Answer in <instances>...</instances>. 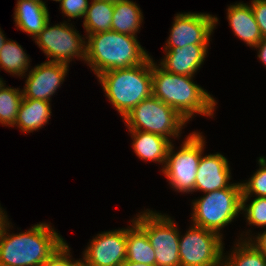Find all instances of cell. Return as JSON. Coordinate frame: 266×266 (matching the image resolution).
Segmentation results:
<instances>
[{"mask_svg":"<svg viewBox=\"0 0 266 266\" xmlns=\"http://www.w3.org/2000/svg\"><path fill=\"white\" fill-rule=\"evenodd\" d=\"M9 227L0 236V266H42L66 242L47 223L18 234H9Z\"/></svg>","mask_w":266,"mask_h":266,"instance_id":"cell-1","label":"cell"},{"mask_svg":"<svg viewBox=\"0 0 266 266\" xmlns=\"http://www.w3.org/2000/svg\"><path fill=\"white\" fill-rule=\"evenodd\" d=\"M152 95L187 121L195 114L212 116L217 102L191 76L167 72L152 60ZM195 113V114H194Z\"/></svg>","mask_w":266,"mask_h":266,"instance_id":"cell-2","label":"cell"},{"mask_svg":"<svg viewBox=\"0 0 266 266\" xmlns=\"http://www.w3.org/2000/svg\"><path fill=\"white\" fill-rule=\"evenodd\" d=\"M85 62L98 76L105 71L127 69L145 63L151 56L137 36L113 30L88 35Z\"/></svg>","mask_w":266,"mask_h":266,"instance_id":"cell-3","label":"cell"},{"mask_svg":"<svg viewBox=\"0 0 266 266\" xmlns=\"http://www.w3.org/2000/svg\"><path fill=\"white\" fill-rule=\"evenodd\" d=\"M97 78L108 100L124 118L152 95V58L127 69L105 71Z\"/></svg>","mask_w":266,"mask_h":266,"instance_id":"cell-4","label":"cell"},{"mask_svg":"<svg viewBox=\"0 0 266 266\" xmlns=\"http://www.w3.org/2000/svg\"><path fill=\"white\" fill-rule=\"evenodd\" d=\"M242 185L205 193L193 204V224L221 235L220 230L232 222L241 211Z\"/></svg>","mask_w":266,"mask_h":266,"instance_id":"cell-5","label":"cell"},{"mask_svg":"<svg viewBox=\"0 0 266 266\" xmlns=\"http://www.w3.org/2000/svg\"><path fill=\"white\" fill-rule=\"evenodd\" d=\"M128 131H145L167 139L179 136L187 122L175 109L151 95L141 101L124 118Z\"/></svg>","mask_w":266,"mask_h":266,"instance_id":"cell-6","label":"cell"},{"mask_svg":"<svg viewBox=\"0 0 266 266\" xmlns=\"http://www.w3.org/2000/svg\"><path fill=\"white\" fill-rule=\"evenodd\" d=\"M204 142L201 133L193 132L187 136L178 152H174V146L171 143L162 173L165 174L169 184L176 191L194 192L197 169L204 151Z\"/></svg>","mask_w":266,"mask_h":266,"instance_id":"cell-7","label":"cell"},{"mask_svg":"<svg viewBox=\"0 0 266 266\" xmlns=\"http://www.w3.org/2000/svg\"><path fill=\"white\" fill-rule=\"evenodd\" d=\"M147 210L134 221L146 232L155 250L156 266H180V234L176 223L165 214Z\"/></svg>","mask_w":266,"mask_h":266,"instance_id":"cell-8","label":"cell"},{"mask_svg":"<svg viewBox=\"0 0 266 266\" xmlns=\"http://www.w3.org/2000/svg\"><path fill=\"white\" fill-rule=\"evenodd\" d=\"M222 235L193 225L179 238L180 266H222Z\"/></svg>","mask_w":266,"mask_h":266,"instance_id":"cell-9","label":"cell"},{"mask_svg":"<svg viewBox=\"0 0 266 266\" xmlns=\"http://www.w3.org/2000/svg\"><path fill=\"white\" fill-rule=\"evenodd\" d=\"M48 20L35 38V43L46 54L47 58H51V62L69 65L73 57H79L85 61L86 41L80 36L78 31L74 30L65 23L50 26Z\"/></svg>","mask_w":266,"mask_h":266,"instance_id":"cell-10","label":"cell"},{"mask_svg":"<svg viewBox=\"0 0 266 266\" xmlns=\"http://www.w3.org/2000/svg\"><path fill=\"white\" fill-rule=\"evenodd\" d=\"M165 48H183L188 45H209L217 17L205 13L176 14Z\"/></svg>","mask_w":266,"mask_h":266,"instance_id":"cell-11","label":"cell"},{"mask_svg":"<svg viewBox=\"0 0 266 266\" xmlns=\"http://www.w3.org/2000/svg\"><path fill=\"white\" fill-rule=\"evenodd\" d=\"M126 240L127 228L97 234L82 260L89 266H121L126 260Z\"/></svg>","mask_w":266,"mask_h":266,"instance_id":"cell-12","label":"cell"},{"mask_svg":"<svg viewBox=\"0 0 266 266\" xmlns=\"http://www.w3.org/2000/svg\"><path fill=\"white\" fill-rule=\"evenodd\" d=\"M68 68V65L51 61L35 66L26 79L23 98L50 102L51 96L63 83Z\"/></svg>","mask_w":266,"mask_h":266,"instance_id":"cell-13","label":"cell"},{"mask_svg":"<svg viewBox=\"0 0 266 266\" xmlns=\"http://www.w3.org/2000/svg\"><path fill=\"white\" fill-rule=\"evenodd\" d=\"M230 174L228 160L222 154L201 155L194 191L208 193L228 188L232 185Z\"/></svg>","mask_w":266,"mask_h":266,"instance_id":"cell-14","label":"cell"},{"mask_svg":"<svg viewBox=\"0 0 266 266\" xmlns=\"http://www.w3.org/2000/svg\"><path fill=\"white\" fill-rule=\"evenodd\" d=\"M166 55L159 64L167 72L193 77L203 64L208 45H188L183 48H164Z\"/></svg>","mask_w":266,"mask_h":266,"instance_id":"cell-15","label":"cell"},{"mask_svg":"<svg viewBox=\"0 0 266 266\" xmlns=\"http://www.w3.org/2000/svg\"><path fill=\"white\" fill-rule=\"evenodd\" d=\"M227 11V19L235 36L243 40L247 46L255 47L263 37L251 6L242 2L235 3L230 5Z\"/></svg>","mask_w":266,"mask_h":266,"instance_id":"cell-16","label":"cell"},{"mask_svg":"<svg viewBox=\"0 0 266 266\" xmlns=\"http://www.w3.org/2000/svg\"><path fill=\"white\" fill-rule=\"evenodd\" d=\"M15 6V25L35 38L50 19L46 4L33 0H19Z\"/></svg>","mask_w":266,"mask_h":266,"instance_id":"cell-17","label":"cell"},{"mask_svg":"<svg viewBox=\"0 0 266 266\" xmlns=\"http://www.w3.org/2000/svg\"><path fill=\"white\" fill-rule=\"evenodd\" d=\"M129 132L133 139L132 147L134 152L140 159L165 165L167 152L172 143L171 140L164 136L145 131Z\"/></svg>","mask_w":266,"mask_h":266,"instance_id":"cell-18","label":"cell"},{"mask_svg":"<svg viewBox=\"0 0 266 266\" xmlns=\"http://www.w3.org/2000/svg\"><path fill=\"white\" fill-rule=\"evenodd\" d=\"M51 113L50 102L22 98L15 126L24 133L36 131L48 123Z\"/></svg>","mask_w":266,"mask_h":266,"instance_id":"cell-19","label":"cell"},{"mask_svg":"<svg viewBox=\"0 0 266 266\" xmlns=\"http://www.w3.org/2000/svg\"><path fill=\"white\" fill-rule=\"evenodd\" d=\"M127 228L126 260L139 264L156 265L155 250L148 240L146 232L134 221Z\"/></svg>","mask_w":266,"mask_h":266,"instance_id":"cell-20","label":"cell"},{"mask_svg":"<svg viewBox=\"0 0 266 266\" xmlns=\"http://www.w3.org/2000/svg\"><path fill=\"white\" fill-rule=\"evenodd\" d=\"M140 7L130 0L114 2L111 30L127 35L136 36L141 27L143 16Z\"/></svg>","mask_w":266,"mask_h":266,"instance_id":"cell-21","label":"cell"},{"mask_svg":"<svg viewBox=\"0 0 266 266\" xmlns=\"http://www.w3.org/2000/svg\"><path fill=\"white\" fill-rule=\"evenodd\" d=\"M113 12L114 2L92 0L83 17V26L87 32V36L111 30Z\"/></svg>","mask_w":266,"mask_h":266,"instance_id":"cell-22","label":"cell"},{"mask_svg":"<svg viewBox=\"0 0 266 266\" xmlns=\"http://www.w3.org/2000/svg\"><path fill=\"white\" fill-rule=\"evenodd\" d=\"M30 60L21 45L6 40L0 50V68L12 75L22 76L28 71Z\"/></svg>","mask_w":266,"mask_h":266,"instance_id":"cell-23","label":"cell"},{"mask_svg":"<svg viewBox=\"0 0 266 266\" xmlns=\"http://www.w3.org/2000/svg\"><path fill=\"white\" fill-rule=\"evenodd\" d=\"M236 245L228 257L223 256L222 266H266V258L246 239Z\"/></svg>","mask_w":266,"mask_h":266,"instance_id":"cell-24","label":"cell"},{"mask_svg":"<svg viewBox=\"0 0 266 266\" xmlns=\"http://www.w3.org/2000/svg\"><path fill=\"white\" fill-rule=\"evenodd\" d=\"M22 98L23 92L18 88L3 87L0 90V123L2 125L15 126Z\"/></svg>","mask_w":266,"mask_h":266,"instance_id":"cell-25","label":"cell"},{"mask_svg":"<svg viewBox=\"0 0 266 266\" xmlns=\"http://www.w3.org/2000/svg\"><path fill=\"white\" fill-rule=\"evenodd\" d=\"M258 163L260 168L252 175L250 180L245 183H241V202H247L253 193L256 197L266 198V158L262 156L259 157Z\"/></svg>","mask_w":266,"mask_h":266,"instance_id":"cell-26","label":"cell"},{"mask_svg":"<svg viewBox=\"0 0 266 266\" xmlns=\"http://www.w3.org/2000/svg\"><path fill=\"white\" fill-rule=\"evenodd\" d=\"M241 211L245 212L249 225L266 227V198L256 197L247 206L246 202H241Z\"/></svg>","mask_w":266,"mask_h":266,"instance_id":"cell-27","label":"cell"},{"mask_svg":"<svg viewBox=\"0 0 266 266\" xmlns=\"http://www.w3.org/2000/svg\"><path fill=\"white\" fill-rule=\"evenodd\" d=\"M62 13L70 18H82L88 9V0H61Z\"/></svg>","mask_w":266,"mask_h":266,"instance_id":"cell-28","label":"cell"},{"mask_svg":"<svg viewBox=\"0 0 266 266\" xmlns=\"http://www.w3.org/2000/svg\"><path fill=\"white\" fill-rule=\"evenodd\" d=\"M69 245L65 242L42 266H75L80 260H72ZM72 260V261H71Z\"/></svg>","mask_w":266,"mask_h":266,"instance_id":"cell-29","label":"cell"},{"mask_svg":"<svg viewBox=\"0 0 266 266\" xmlns=\"http://www.w3.org/2000/svg\"><path fill=\"white\" fill-rule=\"evenodd\" d=\"M250 4L263 38H266V0H252Z\"/></svg>","mask_w":266,"mask_h":266,"instance_id":"cell-30","label":"cell"},{"mask_svg":"<svg viewBox=\"0 0 266 266\" xmlns=\"http://www.w3.org/2000/svg\"><path fill=\"white\" fill-rule=\"evenodd\" d=\"M248 238V242L266 258V230L262 234H258L254 241L252 240V237Z\"/></svg>","mask_w":266,"mask_h":266,"instance_id":"cell-31","label":"cell"},{"mask_svg":"<svg viewBox=\"0 0 266 266\" xmlns=\"http://www.w3.org/2000/svg\"><path fill=\"white\" fill-rule=\"evenodd\" d=\"M254 48L259 49L258 58L266 65V38H262Z\"/></svg>","mask_w":266,"mask_h":266,"instance_id":"cell-32","label":"cell"},{"mask_svg":"<svg viewBox=\"0 0 266 266\" xmlns=\"http://www.w3.org/2000/svg\"><path fill=\"white\" fill-rule=\"evenodd\" d=\"M10 224L5 212H3L2 207H0V236L4 232L6 226Z\"/></svg>","mask_w":266,"mask_h":266,"instance_id":"cell-33","label":"cell"},{"mask_svg":"<svg viewBox=\"0 0 266 266\" xmlns=\"http://www.w3.org/2000/svg\"><path fill=\"white\" fill-rule=\"evenodd\" d=\"M121 266H156V265L139 264V263L125 260Z\"/></svg>","mask_w":266,"mask_h":266,"instance_id":"cell-34","label":"cell"},{"mask_svg":"<svg viewBox=\"0 0 266 266\" xmlns=\"http://www.w3.org/2000/svg\"><path fill=\"white\" fill-rule=\"evenodd\" d=\"M7 39L5 38L3 32L1 31V28H0V50L2 49V47L4 46V43Z\"/></svg>","mask_w":266,"mask_h":266,"instance_id":"cell-35","label":"cell"},{"mask_svg":"<svg viewBox=\"0 0 266 266\" xmlns=\"http://www.w3.org/2000/svg\"><path fill=\"white\" fill-rule=\"evenodd\" d=\"M75 266H89L83 260H80Z\"/></svg>","mask_w":266,"mask_h":266,"instance_id":"cell-36","label":"cell"},{"mask_svg":"<svg viewBox=\"0 0 266 266\" xmlns=\"http://www.w3.org/2000/svg\"><path fill=\"white\" fill-rule=\"evenodd\" d=\"M3 87H5V84H4L3 80H2V78H0V90H1Z\"/></svg>","mask_w":266,"mask_h":266,"instance_id":"cell-37","label":"cell"},{"mask_svg":"<svg viewBox=\"0 0 266 266\" xmlns=\"http://www.w3.org/2000/svg\"><path fill=\"white\" fill-rule=\"evenodd\" d=\"M33 1H36V2H39V3H44L45 4V2H43L42 0H33Z\"/></svg>","mask_w":266,"mask_h":266,"instance_id":"cell-38","label":"cell"},{"mask_svg":"<svg viewBox=\"0 0 266 266\" xmlns=\"http://www.w3.org/2000/svg\"><path fill=\"white\" fill-rule=\"evenodd\" d=\"M105 1L116 2V1H120V0H105Z\"/></svg>","mask_w":266,"mask_h":266,"instance_id":"cell-39","label":"cell"}]
</instances>
